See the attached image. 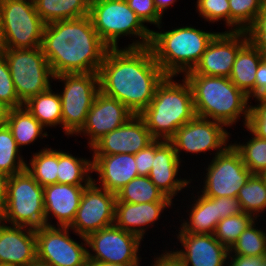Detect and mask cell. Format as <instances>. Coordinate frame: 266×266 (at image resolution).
<instances>
[{
  "label": "cell",
  "mask_w": 266,
  "mask_h": 266,
  "mask_svg": "<svg viewBox=\"0 0 266 266\" xmlns=\"http://www.w3.org/2000/svg\"><path fill=\"white\" fill-rule=\"evenodd\" d=\"M151 48H109L98 70L99 89L139 115L165 78Z\"/></svg>",
  "instance_id": "1"
},
{
  "label": "cell",
  "mask_w": 266,
  "mask_h": 266,
  "mask_svg": "<svg viewBox=\"0 0 266 266\" xmlns=\"http://www.w3.org/2000/svg\"><path fill=\"white\" fill-rule=\"evenodd\" d=\"M41 48L54 76L98 73L109 49L89 15L45 24Z\"/></svg>",
  "instance_id": "2"
},
{
  "label": "cell",
  "mask_w": 266,
  "mask_h": 266,
  "mask_svg": "<svg viewBox=\"0 0 266 266\" xmlns=\"http://www.w3.org/2000/svg\"><path fill=\"white\" fill-rule=\"evenodd\" d=\"M184 77L192 89L197 117L218 121L232 130L239 121L243 122V128L247 126L250 98L229 77L201 74H185Z\"/></svg>",
  "instance_id": "3"
},
{
  "label": "cell",
  "mask_w": 266,
  "mask_h": 266,
  "mask_svg": "<svg viewBox=\"0 0 266 266\" xmlns=\"http://www.w3.org/2000/svg\"><path fill=\"white\" fill-rule=\"evenodd\" d=\"M163 24L155 27L157 31L152 29L149 47L164 74L180 78L192 71L218 31L209 32L192 24L167 30Z\"/></svg>",
  "instance_id": "4"
},
{
  "label": "cell",
  "mask_w": 266,
  "mask_h": 266,
  "mask_svg": "<svg viewBox=\"0 0 266 266\" xmlns=\"http://www.w3.org/2000/svg\"><path fill=\"white\" fill-rule=\"evenodd\" d=\"M176 77L165 76L148 107L139 114L154 139L168 141L196 116L190 84L184 76L181 81Z\"/></svg>",
  "instance_id": "5"
},
{
  "label": "cell",
  "mask_w": 266,
  "mask_h": 266,
  "mask_svg": "<svg viewBox=\"0 0 266 266\" xmlns=\"http://www.w3.org/2000/svg\"><path fill=\"white\" fill-rule=\"evenodd\" d=\"M89 16L94 29L109 48H121L120 39L127 37L132 41L124 44V48L150 45L152 29L142 22L126 0H90Z\"/></svg>",
  "instance_id": "6"
},
{
  "label": "cell",
  "mask_w": 266,
  "mask_h": 266,
  "mask_svg": "<svg viewBox=\"0 0 266 266\" xmlns=\"http://www.w3.org/2000/svg\"><path fill=\"white\" fill-rule=\"evenodd\" d=\"M3 223L32 229L46 226L43 187L25 169L9 176Z\"/></svg>",
  "instance_id": "7"
},
{
  "label": "cell",
  "mask_w": 266,
  "mask_h": 266,
  "mask_svg": "<svg viewBox=\"0 0 266 266\" xmlns=\"http://www.w3.org/2000/svg\"><path fill=\"white\" fill-rule=\"evenodd\" d=\"M53 81L61 82L63 87L57 89L61 98V132L67 138L73 137L84 126L89 109L100 92L98 73L60 74L54 76Z\"/></svg>",
  "instance_id": "8"
},
{
  "label": "cell",
  "mask_w": 266,
  "mask_h": 266,
  "mask_svg": "<svg viewBox=\"0 0 266 266\" xmlns=\"http://www.w3.org/2000/svg\"><path fill=\"white\" fill-rule=\"evenodd\" d=\"M207 164L202 167L205 171L198 172L200 182L197 179L199 187L192 182L190 190L199 189V192L206 197H235L247 179L251 176L249 169L243 163L240 153L230 144L222 153L217 154ZM206 172V173H205ZM202 173H204L202 175ZM203 180V181H202ZM200 183V184H199ZM203 183V184H202ZM192 186V187H191ZM192 188V190H191Z\"/></svg>",
  "instance_id": "9"
},
{
  "label": "cell",
  "mask_w": 266,
  "mask_h": 266,
  "mask_svg": "<svg viewBox=\"0 0 266 266\" xmlns=\"http://www.w3.org/2000/svg\"><path fill=\"white\" fill-rule=\"evenodd\" d=\"M3 55L8 63L16 94L23 104L52 86L54 75L41 47L5 48Z\"/></svg>",
  "instance_id": "10"
},
{
  "label": "cell",
  "mask_w": 266,
  "mask_h": 266,
  "mask_svg": "<svg viewBox=\"0 0 266 266\" xmlns=\"http://www.w3.org/2000/svg\"><path fill=\"white\" fill-rule=\"evenodd\" d=\"M0 19L5 48L41 47L45 23L33 0H0Z\"/></svg>",
  "instance_id": "11"
},
{
  "label": "cell",
  "mask_w": 266,
  "mask_h": 266,
  "mask_svg": "<svg viewBox=\"0 0 266 266\" xmlns=\"http://www.w3.org/2000/svg\"><path fill=\"white\" fill-rule=\"evenodd\" d=\"M226 128L218 121L195 116L191 121L178 128L168 141L173 145L177 157L182 163H185L183 161L184 153L187 155L189 153L190 156L196 154V157L210 153L213 158L233 142L230 141L233 139L230 130L228 132Z\"/></svg>",
  "instance_id": "12"
},
{
  "label": "cell",
  "mask_w": 266,
  "mask_h": 266,
  "mask_svg": "<svg viewBox=\"0 0 266 266\" xmlns=\"http://www.w3.org/2000/svg\"><path fill=\"white\" fill-rule=\"evenodd\" d=\"M142 241L145 240L115 224L102 228L86 237L88 262L141 266Z\"/></svg>",
  "instance_id": "13"
},
{
  "label": "cell",
  "mask_w": 266,
  "mask_h": 266,
  "mask_svg": "<svg viewBox=\"0 0 266 266\" xmlns=\"http://www.w3.org/2000/svg\"><path fill=\"white\" fill-rule=\"evenodd\" d=\"M71 232L77 235L69 227L35 229L37 258L52 266H88L86 238L79 236L80 241H76Z\"/></svg>",
  "instance_id": "14"
},
{
  "label": "cell",
  "mask_w": 266,
  "mask_h": 266,
  "mask_svg": "<svg viewBox=\"0 0 266 266\" xmlns=\"http://www.w3.org/2000/svg\"><path fill=\"white\" fill-rule=\"evenodd\" d=\"M116 194L97 186L93 181L85 187L74 221L69 226L77 235L87 237L102 228L114 225Z\"/></svg>",
  "instance_id": "15"
},
{
  "label": "cell",
  "mask_w": 266,
  "mask_h": 266,
  "mask_svg": "<svg viewBox=\"0 0 266 266\" xmlns=\"http://www.w3.org/2000/svg\"><path fill=\"white\" fill-rule=\"evenodd\" d=\"M248 42L245 31L218 32L192 71L186 74L229 77L238 51Z\"/></svg>",
  "instance_id": "16"
},
{
  "label": "cell",
  "mask_w": 266,
  "mask_h": 266,
  "mask_svg": "<svg viewBox=\"0 0 266 266\" xmlns=\"http://www.w3.org/2000/svg\"><path fill=\"white\" fill-rule=\"evenodd\" d=\"M182 167L184 166L177 157L173 145L169 141L155 139V157L148 177L166 197L175 203L179 201L176 198L178 194L181 193L184 196L183 192L189 190L195 179L194 174L191 175L192 177L190 175L181 177L182 173L186 175ZM183 170L184 172H181Z\"/></svg>",
  "instance_id": "17"
},
{
  "label": "cell",
  "mask_w": 266,
  "mask_h": 266,
  "mask_svg": "<svg viewBox=\"0 0 266 266\" xmlns=\"http://www.w3.org/2000/svg\"><path fill=\"white\" fill-rule=\"evenodd\" d=\"M134 114L117 99L99 92L89 109L82 129L75 137L84 136L90 148L103 135L125 124Z\"/></svg>",
  "instance_id": "18"
},
{
  "label": "cell",
  "mask_w": 266,
  "mask_h": 266,
  "mask_svg": "<svg viewBox=\"0 0 266 266\" xmlns=\"http://www.w3.org/2000/svg\"><path fill=\"white\" fill-rule=\"evenodd\" d=\"M153 140L144 120L133 115L125 124L98 139L89 151L92 155H135Z\"/></svg>",
  "instance_id": "19"
},
{
  "label": "cell",
  "mask_w": 266,
  "mask_h": 266,
  "mask_svg": "<svg viewBox=\"0 0 266 266\" xmlns=\"http://www.w3.org/2000/svg\"><path fill=\"white\" fill-rule=\"evenodd\" d=\"M175 237L178 242L174 243L181 246L176 248L173 245V251L185 266H226L229 249L214 234L178 232Z\"/></svg>",
  "instance_id": "20"
},
{
  "label": "cell",
  "mask_w": 266,
  "mask_h": 266,
  "mask_svg": "<svg viewBox=\"0 0 266 266\" xmlns=\"http://www.w3.org/2000/svg\"><path fill=\"white\" fill-rule=\"evenodd\" d=\"M175 205L174 202H116L114 224L125 231L136 234L143 240L146 238L144 236L150 233L148 229L153 228L155 224L158 226V221L164 218L165 212L168 211L166 209H172V207L174 209Z\"/></svg>",
  "instance_id": "21"
},
{
  "label": "cell",
  "mask_w": 266,
  "mask_h": 266,
  "mask_svg": "<svg viewBox=\"0 0 266 266\" xmlns=\"http://www.w3.org/2000/svg\"><path fill=\"white\" fill-rule=\"evenodd\" d=\"M85 187L61 183L43 187L46 226L69 227L75 219ZM54 219L57 224L52 222Z\"/></svg>",
  "instance_id": "22"
},
{
  "label": "cell",
  "mask_w": 266,
  "mask_h": 266,
  "mask_svg": "<svg viewBox=\"0 0 266 266\" xmlns=\"http://www.w3.org/2000/svg\"><path fill=\"white\" fill-rule=\"evenodd\" d=\"M92 181L99 187L117 193L130 180L138 177L134 154L92 155Z\"/></svg>",
  "instance_id": "23"
},
{
  "label": "cell",
  "mask_w": 266,
  "mask_h": 266,
  "mask_svg": "<svg viewBox=\"0 0 266 266\" xmlns=\"http://www.w3.org/2000/svg\"><path fill=\"white\" fill-rule=\"evenodd\" d=\"M36 257L35 229L0 220V265L27 266Z\"/></svg>",
  "instance_id": "24"
},
{
  "label": "cell",
  "mask_w": 266,
  "mask_h": 266,
  "mask_svg": "<svg viewBox=\"0 0 266 266\" xmlns=\"http://www.w3.org/2000/svg\"><path fill=\"white\" fill-rule=\"evenodd\" d=\"M190 194L191 196L187 195L182 197V200L180 199L181 203H184L182 201L187 200V197L190 204H185L187 205L184 211V213L186 212V216L180 212L182 216L181 219H178L181 222L178 224L180 226L173 229H177V232L193 234H214L219 222L217 198L206 197L196 188Z\"/></svg>",
  "instance_id": "25"
},
{
  "label": "cell",
  "mask_w": 266,
  "mask_h": 266,
  "mask_svg": "<svg viewBox=\"0 0 266 266\" xmlns=\"http://www.w3.org/2000/svg\"><path fill=\"white\" fill-rule=\"evenodd\" d=\"M4 123L11 130L21 151H23L26 146H33L36 141H41L43 138L47 139L49 137L46 128L24 105L19 108L7 109Z\"/></svg>",
  "instance_id": "26"
},
{
  "label": "cell",
  "mask_w": 266,
  "mask_h": 266,
  "mask_svg": "<svg viewBox=\"0 0 266 266\" xmlns=\"http://www.w3.org/2000/svg\"><path fill=\"white\" fill-rule=\"evenodd\" d=\"M263 60L261 50L249 41L238 51L229 79L252 101L255 98L256 72Z\"/></svg>",
  "instance_id": "27"
},
{
  "label": "cell",
  "mask_w": 266,
  "mask_h": 266,
  "mask_svg": "<svg viewBox=\"0 0 266 266\" xmlns=\"http://www.w3.org/2000/svg\"><path fill=\"white\" fill-rule=\"evenodd\" d=\"M58 149L57 183L88 186L92 182V158L76 156ZM92 174V175H91Z\"/></svg>",
  "instance_id": "28"
},
{
  "label": "cell",
  "mask_w": 266,
  "mask_h": 266,
  "mask_svg": "<svg viewBox=\"0 0 266 266\" xmlns=\"http://www.w3.org/2000/svg\"><path fill=\"white\" fill-rule=\"evenodd\" d=\"M51 86L45 92L31 97L24 106L46 128H62L61 98Z\"/></svg>",
  "instance_id": "29"
},
{
  "label": "cell",
  "mask_w": 266,
  "mask_h": 266,
  "mask_svg": "<svg viewBox=\"0 0 266 266\" xmlns=\"http://www.w3.org/2000/svg\"><path fill=\"white\" fill-rule=\"evenodd\" d=\"M45 24L89 15L90 0H33Z\"/></svg>",
  "instance_id": "30"
},
{
  "label": "cell",
  "mask_w": 266,
  "mask_h": 266,
  "mask_svg": "<svg viewBox=\"0 0 266 266\" xmlns=\"http://www.w3.org/2000/svg\"><path fill=\"white\" fill-rule=\"evenodd\" d=\"M44 146L36 152L31 151L29 162L26 161V170L42 187L56 184L58 173V148Z\"/></svg>",
  "instance_id": "31"
},
{
  "label": "cell",
  "mask_w": 266,
  "mask_h": 266,
  "mask_svg": "<svg viewBox=\"0 0 266 266\" xmlns=\"http://www.w3.org/2000/svg\"><path fill=\"white\" fill-rule=\"evenodd\" d=\"M116 202L149 203L173 201L166 197L148 176H138L130 180L116 193Z\"/></svg>",
  "instance_id": "32"
},
{
  "label": "cell",
  "mask_w": 266,
  "mask_h": 266,
  "mask_svg": "<svg viewBox=\"0 0 266 266\" xmlns=\"http://www.w3.org/2000/svg\"><path fill=\"white\" fill-rule=\"evenodd\" d=\"M237 199L244 213H248L258 220L266 217L263 216L266 215V185L258 174H251L239 190Z\"/></svg>",
  "instance_id": "33"
},
{
  "label": "cell",
  "mask_w": 266,
  "mask_h": 266,
  "mask_svg": "<svg viewBox=\"0 0 266 266\" xmlns=\"http://www.w3.org/2000/svg\"><path fill=\"white\" fill-rule=\"evenodd\" d=\"M18 147L11 130L5 123L0 124V173L7 176L26 169V160Z\"/></svg>",
  "instance_id": "34"
},
{
  "label": "cell",
  "mask_w": 266,
  "mask_h": 266,
  "mask_svg": "<svg viewBox=\"0 0 266 266\" xmlns=\"http://www.w3.org/2000/svg\"><path fill=\"white\" fill-rule=\"evenodd\" d=\"M244 128L246 129L244 132H249L246 139H243L245 142L235 140L231 144L240 153L243 163L250 173L259 174L266 168V139L256 136L247 126Z\"/></svg>",
  "instance_id": "35"
},
{
  "label": "cell",
  "mask_w": 266,
  "mask_h": 266,
  "mask_svg": "<svg viewBox=\"0 0 266 266\" xmlns=\"http://www.w3.org/2000/svg\"><path fill=\"white\" fill-rule=\"evenodd\" d=\"M265 220L266 219H263V222H265L266 226ZM260 221V219L259 221L258 219L255 220L246 230L240 234L237 241L229 249V255H266V227H263V225L259 226Z\"/></svg>",
  "instance_id": "36"
},
{
  "label": "cell",
  "mask_w": 266,
  "mask_h": 266,
  "mask_svg": "<svg viewBox=\"0 0 266 266\" xmlns=\"http://www.w3.org/2000/svg\"><path fill=\"white\" fill-rule=\"evenodd\" d=\"M255 220L257 219L254 216L244 212L234 216H228L218 222L214 236L221 244L230 249L240 234Z\"/></svg>",
  "instance_id": "37"
},
{
  "label": "cell",
  "mask_w": 266,
  "mask_h": 266,
  "mask_svg": "<svg viewBox=\"0 0 266 266\" xmlns=\"http://www.w3.org/2000/svg\"><path fill=\"white\" fill-rule=\"evenodd\" d=\"M265 3L266 0H229L230 31H245Z\"/></svg>",
  "instance_id": "38"
},
{
  "label": "cell",
  "mask_w": 266,
  "mask_h": 266,
  "mask_svg": "<svg viewBox=\"0 0 266 266\" xmlns=\"http://www.w3.org/2000/svg\"><path fill=\"white\" fill-rule=\"evenodd\" d=\"M196 13L198 17L209 22L208 24H219L225 25V31H230V6L229 0H196L195 2Z\"/></svg>",
  "instance_id": "39"
},
{
  "label": "cell",
  "mask_w": 266,
  "mask_h": 266,
  "mask_svg": "<svg viewBox=\"0 0 266 266\" xmlns=\"http://www.w3.org/2000/svg\"><path fill=\"white\" fill-rule=\"evenodd\" d=\"M0 104L6 109L19 108L24 105L16 94L9 66L3 53L0 54Z\"/></svg>",
  "instance_id": "40"
},
{
  "label": "cell",
  "mask_w": 266,
  "mask_h": 266,
  "mask_svg": "<svg viewBox=\"0 0 266 266\" xmlns=\"http://www.w3.org/2000/svg\"><path fill=\"white\" fill-rule=\"evenodd\" d=\"M254 101L255 105L250 102L247 127L256 136L266 139V97L254 98Z\"/></svg>",
  "instance_id": "41"
},
{
  "label": "cell",
  "mask_w": 266,
  "mask_h": 266,
  "mask_svg": "<svg viewBox=\"0 0 266 266\" xmlns=\"http://www.w3.org/2000/svg\"><path fill=\"white\" fill-rule=\"evenodd\" d=\"M129 7L136 13L142 22L148 27L159 26L163 22V17L158 13L154 0H126Z\"/></svg>",
  "instance_id": "42"
},
{
  "label": "cell",
  "mask_w": 266,
  "mask_h": 266,
  "mask_svg": "<svg viewBox=\"0 0 266 266\" xmlns=\"http://www.w3.org/2000/svg\"><path fill=\"white\" fill-rule=\"evenodd\" d=\"M155 157V139L135 154V163L139 176H148Z\"/></svg>",
  "instance_id": "43"
},
{
  "label": "cell",
  "mask_w": 266,
  "mask_h": 266,
  "mask_svg": "<svg viewBox=\"0 0 266 266\" xmlns=\"http://www.w3.org/2000/svg\"><path fill=\"white\" fill-rule=\"evenodd\" d=\"M217 210L219 221L243 213L240 202L235 197H217Z\"/></svg>",
  "instance_id": "44"
},
{
  "label": "cell",
  "mask_w": 266,
  "mask_h": 266,
  "mask_svg": "<svg viewBox=\"0 0 266 266\" xmlns=\"http://www.w3.org/2000/svg\"><path fill=\"white\" fill-rule=\"evenodd\" d=\"M165 250H161L160 253L154 252V260L152 258V261H150V266H185L182 259L173 251L172 247L169 248L166 246L165 248H162ZM149 266V264L147 265Z\"/></svg>",
  "instance_id": "45"
},
{
  "label": "cell",
  "mask_w": 266,
  "mask_h": 266,
  "mask_svg": "<svg viewBox=\"0 0 266 266\" xmlns=\"http://www.w3.org/2000/svg\"><path fill=\"white\" fill-rule=\"evenodd\" d=\"M245 32L248 38H266V3Z\"/></svg>",
  "instance_id": "46"
},
{
  "label": "cell",
  "mask_w": 266,
  "mask_h": 266,
  "mask_svg": "<svg viewBox=\"0 0 266 266\" xmlns=\"http://www.w3.org/2000/svg\"><path fill=\"white\" fill-rule=\"evenodd\" d=\"M226 266H266V255L262 256L228 255Z\"/></svg>",
  "instance_id": "47"
},
{
  "label": "cell",
  "mask_w": 266,
  "mask_h": 266,
  "mask_svg": "<svg viewBox=\"0 0 266 266\" xmlns=\"http://www.w3.org/2000/svg\"><path fill=\"white\" fill-rule=\"evenodd\" d=\"M266 97V60L258 66L255 80V98Z\"/></svg>",
  "instance_id": "48"
},
{
  "label": "cell",
  "mask_w": 266,
  "mask_h": 266,
  "mask_svg": "<svg viewBox=\"0 0 266 266\" xmlns=\"http://www.w3.org/2000/svg\"><path fill=\"white\" fill-rule=\"evenodd\" d=\"M9 176L0 173V217L5 210V204L7 200V183Z\"/></svg>",
  "instance_id": "49"
},
{
  "label": "cell",
  "mask_w": 266,
  "mask_h": 266,
  "mask_svg": "<svg viewBox=\"0 0 266 266\" xmlns=\"http://www.w3.org/2000/svg\"><path fill=\"white\" fill-rule=\"evenodd\" d=\"M177 2H179V0H154V5L158 13L164 18V13H167V10L171 9Z\"/></svg>",
  "instance_id": "50"
},
{
  "label": "cell",
  "mask_w": 266,
  "mask_h": 266,
  "mask_svg": "<svg viewBox=\"0 0 266 266\" xmlns=\"http://www.w3.org/2000/svg\"><path fill=\"white\" fill-rule=\"evenodd\" d=\"M248 41L261 50L262 57L266 60V38H248Z\"/></svg>",
  "instance_id": "51"
},
{
  "label": "cell",
  "mask_w": 266,
  "mask_h": 266,
  "mask_svg": "<svg viewBox=\"0 0 266 266\" xmlns=\"http://www.w3.org/2000/svg\"><path fill=\"white\" fill-rule=\"evenodd\" d=\"M27 266H52L51 264H49L48 262L42 261L40 259H38L37 257L30 262Z\"/></svg>",
  "instance_id": "52"
},
{
  "label": "cell",
  "mask_w": 266,
  "mask_h": 266,
  "mask_svg": "<svg viewBox=\"0 0 266 266\" xmlns=\"http://www.w3.org/2000/svg\"><path fill=\"white\" fill-rule=\"evenodd\" d=\"M88 266H122V265L108 263V262H88Z\"/></svg>",
  "instance_id": "53"
},
{
  "label": "cell",
  "mask_w": 266,
  "mask_h": 266,
  "mask_svg": "<svg viewBox=\"0 0 266 266\" xmlns=\"http://www.w3.org/2000/svg\"><path fill=\"white\" fill-rule=\"evenodd\" d=\"M4 50H5L4 37H3L2 24L0 19V54H2Z\"/></svg>",
  "instance_id": "54"
},
{
  "label": "cell",
  "mask_w": 266,
  "mask_h": 266,
  "mask_svg": "<svg viewBox=\"0 0 266 266\" xmlns=\"http://www.w3.org/2000/svg\"><path fill=\"white\" fill-rule=\"evenodd\" d=\"M6 108L0 104V124L4 123Z\"/></svg>",
  "instance_id": "55"
},
{
  "label": "cell",
  "mask_w": 266,
  "mask_h": 266,
  "mask_svg": "<svg viewBox=\"0 0 266 266\" xmlns=\"http://www.w3.org/2000/svg\"><path fill=\"white\" fill-rule=\"evenodd\" d=\"M258 176L263 180L264 184L266 185V168L262 170Z\"/></svg>",
  "instance_id": "56"
}]
</instances>
